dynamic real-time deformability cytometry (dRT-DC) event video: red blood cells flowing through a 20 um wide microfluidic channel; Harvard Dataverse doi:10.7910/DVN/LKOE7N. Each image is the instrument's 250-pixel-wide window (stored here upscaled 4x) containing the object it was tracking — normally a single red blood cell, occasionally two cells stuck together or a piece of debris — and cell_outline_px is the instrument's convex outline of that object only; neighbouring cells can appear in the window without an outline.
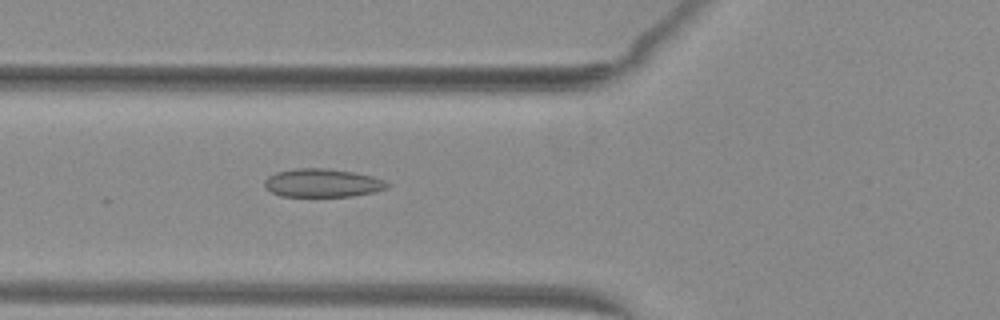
{"species": "common noctule bat (a hibernating species)", "species_latin": "Nyctalus noctula", "temperature_condition": "warm", "stored_images_in_passage": 49, "camera_frame_rate_fps": 3000, "um_per_image_px": 0.085, "animal": {"sex": "female", "body_mass_g": 29.2, "forearm_length_mm": 56.3}, "frame": {"image": 1, "passage_image": 18, "time_ms": 5.667, "image_size_px": [1000, 320], "cell_outline_px": [[392, 184], [388, 188], [376, 192], [352, 196], [280, 196], [264, 188], [264, 180], [268, 176], [276, 172], [296, 168], [328, 168], [352, 172], [372, 176], [384, 180]], "centroid_in_image_um": [27.42, 15.55], "position_along_channel_um": 98.4, "area_um2": 20.46}}
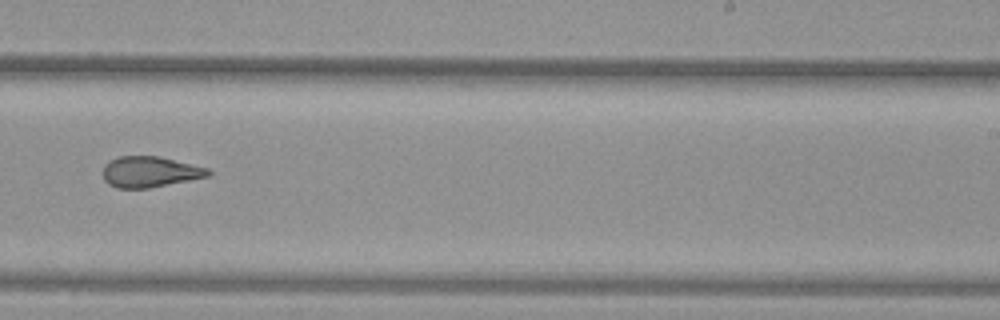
{"frame": {"image": 2, "passage_image": 31, "time_ms": 10.0, "image_size_px": [1000, 320], "cell_outline_px": [[212, 176], [148, 188], [116, 188], [108, 184], [104, 180], [104, 164], [120, 156], [160, 156], [208, 168], [212, 172]], "centroid_in_image_um": [12.78, 14.61], "position_along_channel_um": 276.2, "area_um2": 18.96}}
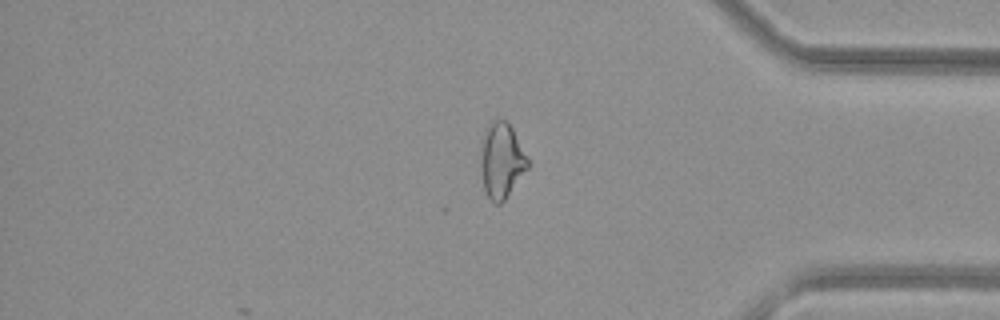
{"frame": {"image": 3, "passage_image": 41, "time_ms": 13.333, "image_size_px": [1000, 320], "cell_outline_px": [[528, 168], [504, 200], [500, 204], [496, 204], [488, 196], [484, 188], [480, 164], [480, 156], [484, 128], [492, 120], [500, 116], [508, 120], [528, 160]], "centroid_in_image_um": [42.6, 13.57], "position_along_channel_um": 392.6, "area_um2": 20.69}, "authors_computed_cell_mechanics": {"area_um2": 21.0392, "velocity_mm_per_s": 4.105, "shape_relaxation_time_tau1_ms": null, "shape_relaxation_time_tau2_ms": 1.7919, "deformation_change_tau1": null, "deformation_change_tau2": 0.0907}}